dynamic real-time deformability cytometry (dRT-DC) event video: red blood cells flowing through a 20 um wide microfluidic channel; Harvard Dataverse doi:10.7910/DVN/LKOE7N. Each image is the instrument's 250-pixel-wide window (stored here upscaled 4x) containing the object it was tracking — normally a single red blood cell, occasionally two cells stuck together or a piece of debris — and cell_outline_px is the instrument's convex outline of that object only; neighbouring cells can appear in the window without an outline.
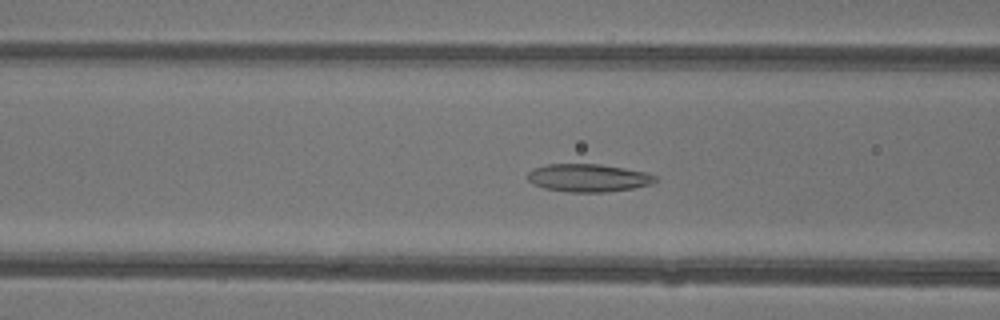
{"species": "common noctule bat (a hibernating species)", "species_latin": "Nyctalus noctula", "temperature_condition": "warm", "stored_images_in_passage": 48, "camera_frame_rate_fps": 3000, "um_per_image_px": 0.085, "animal": {"sex": "female"}, "frame": {"image": 1, "passage_image": 20, "time_ms": 6.333, "image_size_px": [1000, 320], "cell_outline_px": [[656, 180], [652, 184], [632, 188], [604, 192], [568, 192], [544, 188], [532, 184], [528, 180], [528, 172], [532, 168], [548, 164], [600, 164], [648, 172], [656, 176]], "centroid_in_image_um": [49.99, 15.11], "position_along_channel_um": 116.6, "area_um2": 20.81}}
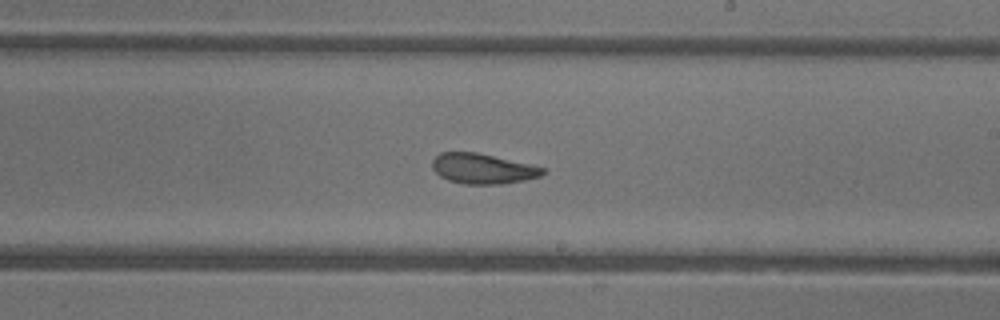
{"frame": {"image": 2, "passage_image": 29, "time_ms": 9.333, "image_size_px": [1000, 320], "cell_outline_px": [[544, 172], [540, 176], [524, 180], [504, 184], [464, 184], [448, 180], [440, 176], [432, 168], [432, 160], [440, 152], [476, 152], [528, 164], [544, 168]], "centroid_in_image_um": [40.98, 14.34], "position_along_channel_um": 248.0, "area_um2": 19.25}}
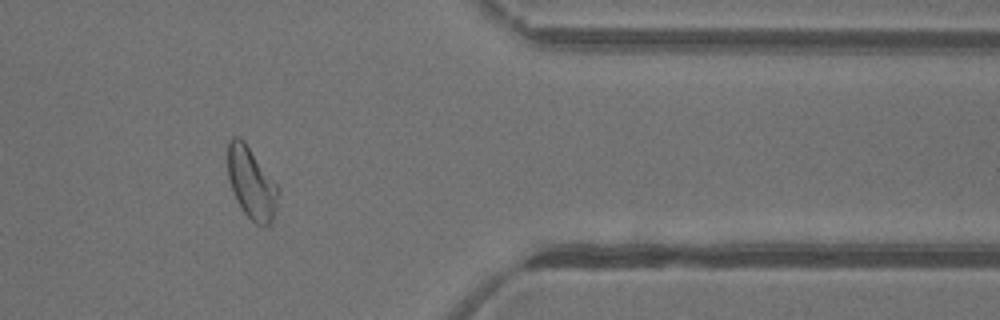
{"frame": {"image": 3, "passage_image": 40, "time_ms": 13.0, "image_size_px": [1000, 320], "cell_outline_px": [[280, 192], [272, 224], [256, 224], [244, 212], [236, 200], [228, 176], [228, 140], [232, 136], [240, 136], [244, 140], [280, 188]], "centroid_in_image_um": [21.39, 15.53], "position_along_channel_um": 390.0, "area_um2": 21.1}, "authors_computed_cell_mechanics": {"area_um2": 21.5016, "velocity_mm_per_s": 4.3886, "shape_relaxation_time_tau1_ms": 5.3255, "shape_relaxation_time_tau2_ms": 1.982, "deformation_change_tau1": 0.1886, "deformation_change_tau2": 0.1032}}